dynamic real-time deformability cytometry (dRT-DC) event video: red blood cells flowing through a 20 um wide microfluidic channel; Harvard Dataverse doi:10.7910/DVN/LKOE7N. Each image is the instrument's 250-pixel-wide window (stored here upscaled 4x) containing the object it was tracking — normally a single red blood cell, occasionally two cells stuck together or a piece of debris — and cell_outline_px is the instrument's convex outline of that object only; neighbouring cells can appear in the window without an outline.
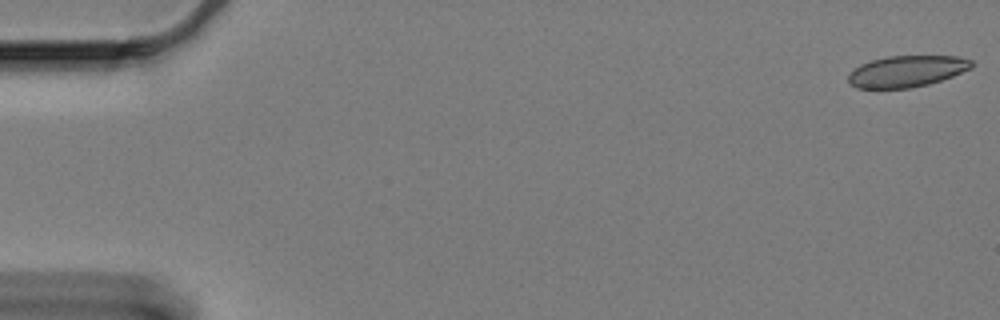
{"species": "Egyptian fruit bat (a non-hibernating species)", "species_latin": "Rousettus aegyptiacus", "temperature_condition": "cold", "stored_images_in_passage": 61, "camera_frame_rate_fps": 3000, "um_per_image_px": 0.085, "animal": {"sex": "female"}, "frame": {"image": 1, "passage_image": 1, "time_ms": 0.0, "image_size_px": [1000, 320], "cell_outline_px": [[972, 68], [952, 76], [928, 84], [908, 88], [856, 88], [848, 80], [848, 76], [860, 64], [872, 60], [888, 56], [956, 56], [972, 60]], "centroid_in_image_um": [77.08, 6.05], "position_along_channel_um": 7.9, "area_um2": 22.25}}
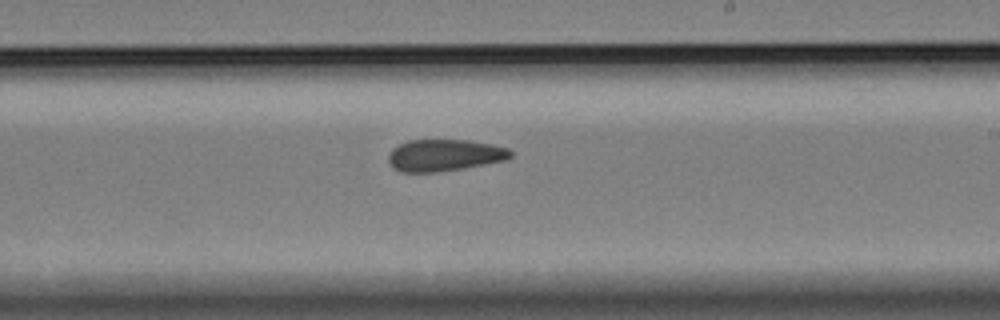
{"frame": {"image": 2, "passage_image": 36, "time_ms": 11.667, "image_size_px": [1000, 320], "cell_outline_px": [[512, 156], [504, 160], [464, 168], [440, 172], [400, 172], [392, 168], [388, 160], [388, 156], [392, 148], [408, 140], [468, 140], [492, 144], [508, 148], [512, 152]], "centroid_in_image_um": [37.75, 13.2], "position_along_channel_um": 251.3, "area_um2": 22.72}}
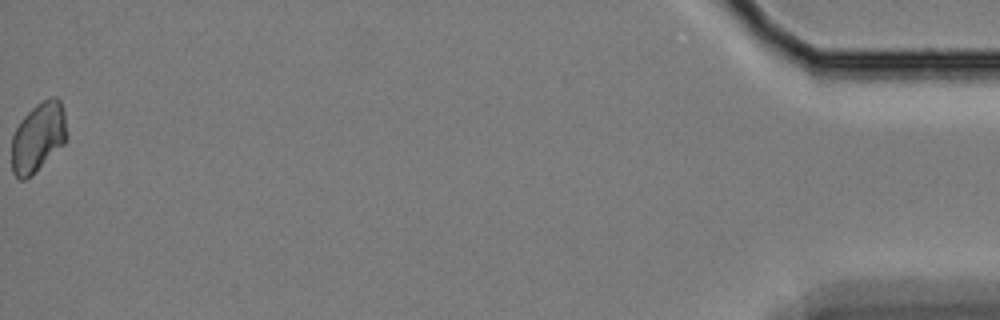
{"frame": {"image": 3, "passage_image": 61, "time_ms": 20.0, "image_size_px": [1000, 320], "cell_outline_px": [[68, 136], [64, 144], [32, 176], [24, 180], [20, 180], [12, 172], [12, 136], [20, 120], [36, 104], [52, 96], [56, 96], [60, 100], [64, 112], [68, 132]], "centroid_in_image_um": [3.26, 11.67], "position_along_channel_um": 431.9, "area_um2": 22.6}, "authors_computed_cell_mechanics": {"area_um2": 23.409, "velocity_mm_per_s": 3.2959, "shape_relaxation_time_tau1_ms": null, "shape_relaxation_time_tau2_ms": 3.5901, "deformation_change_tau1": null, "deformation_change_tau2": 0.0711}}